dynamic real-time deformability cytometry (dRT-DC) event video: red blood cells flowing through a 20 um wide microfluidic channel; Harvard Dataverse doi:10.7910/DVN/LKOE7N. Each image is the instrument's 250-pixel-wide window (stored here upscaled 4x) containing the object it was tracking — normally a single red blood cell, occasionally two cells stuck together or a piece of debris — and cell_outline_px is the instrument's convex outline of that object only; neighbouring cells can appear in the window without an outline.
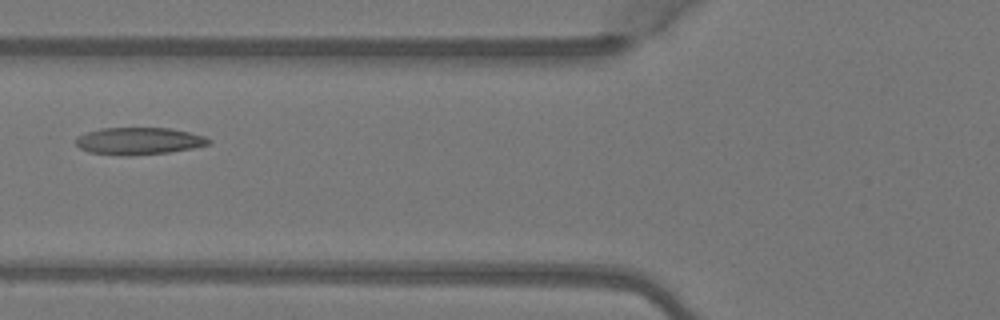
{"species": "Egyptian fruit bat (a non-hibernating species)", "species_latin": "Rousettus aegyptiacus", "temperature_condition": "warm", "stored_images_in_passage": 5, "camera_frame_rate_fps": 3000, "um_per_image_px": 0.085, "animal": {"sex": "female"}, "frame": {"image": 1, "passage_image": 5, "time_ms": 1.333, "image_size_px": [1000, 320], "cell_outline_px": [[212, 140], [208, 144], [192, 148], [168, 152], [128, 156], [124, 156], [88, 152], [80, 148], [76, 144], [76, 136], [100, 128], [172, 128], [204, 136]], "centroid_in_image_um": [11.77, 11.98], "position_along_channel_um": 114.0, "area_um2": 20.98}}